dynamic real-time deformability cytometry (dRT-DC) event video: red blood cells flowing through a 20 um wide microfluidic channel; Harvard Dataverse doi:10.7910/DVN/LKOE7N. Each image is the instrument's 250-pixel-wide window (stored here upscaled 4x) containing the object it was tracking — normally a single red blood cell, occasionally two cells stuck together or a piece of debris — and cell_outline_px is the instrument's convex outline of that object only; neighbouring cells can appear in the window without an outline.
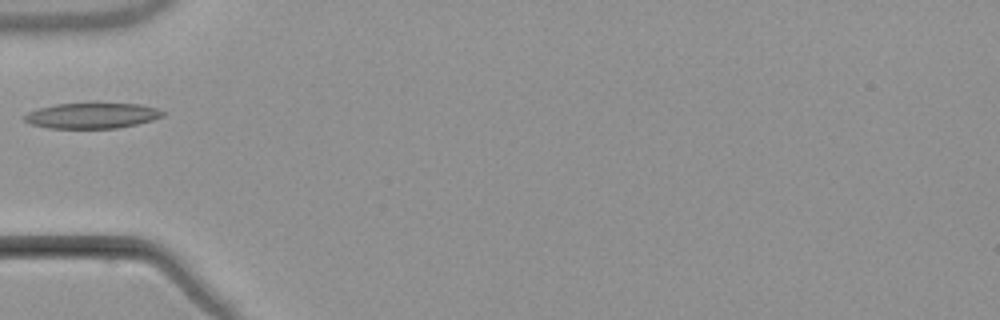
{"species": "common noctule bat (a hibernating species)", "species_latin": "Nyctalus noctula", "temperature_condition": "warm", "stored_images_in_passage": 5, "camera_frame_rate_fps": 3000, "um_per_image_px": 0.085, "animal": {"sex": "male", "body_mass_g": 21.5, "forearm_length_mm": 52.0}, "frame": {"image": 1, "passage_image": 4, "time_ms": 3.667, "image_size_px": [1000, 320], "cell_outline_px": [[168, 112], [164, 116], [152, 120], [136, 124], [116, 128], [48, 128], [28, 124], [20, 116], [28, 112], [40, 108], [56, 104], [140, 104], [156, 108]], "centroid_in_image_um": [7.8, 9.84], "position_along_channel_um": 77.2, "area_um2": 20.58}}
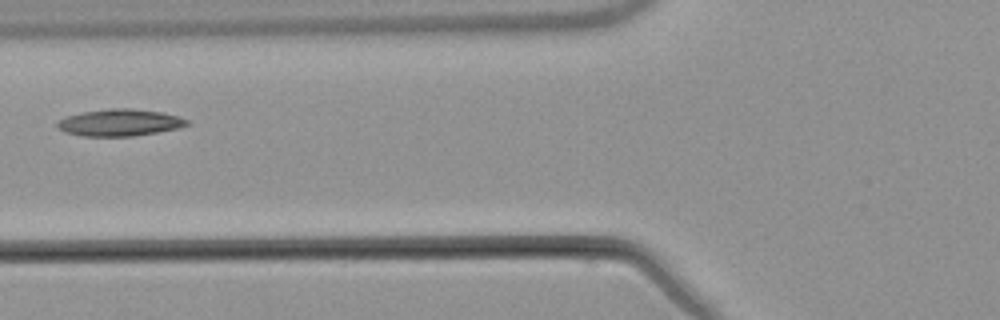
{"frame": {"image": 2, "passage_image": 5, "time_ms": 4.667, "image_size_px": [1000, 320], "cell_outline_px": [[188, 124], [180, 128], [132, 136], [80, 136], [64, 132], [56, 128], [56, 124], [64, 116], [80, 112], [108, 108], [132, 108], [160, 112], [176, 116], [188, 120]], "centroid_in_image_um": [10.1, 10.42], "position_along_channel_um": 115.7, "area_um2": 20.4}}